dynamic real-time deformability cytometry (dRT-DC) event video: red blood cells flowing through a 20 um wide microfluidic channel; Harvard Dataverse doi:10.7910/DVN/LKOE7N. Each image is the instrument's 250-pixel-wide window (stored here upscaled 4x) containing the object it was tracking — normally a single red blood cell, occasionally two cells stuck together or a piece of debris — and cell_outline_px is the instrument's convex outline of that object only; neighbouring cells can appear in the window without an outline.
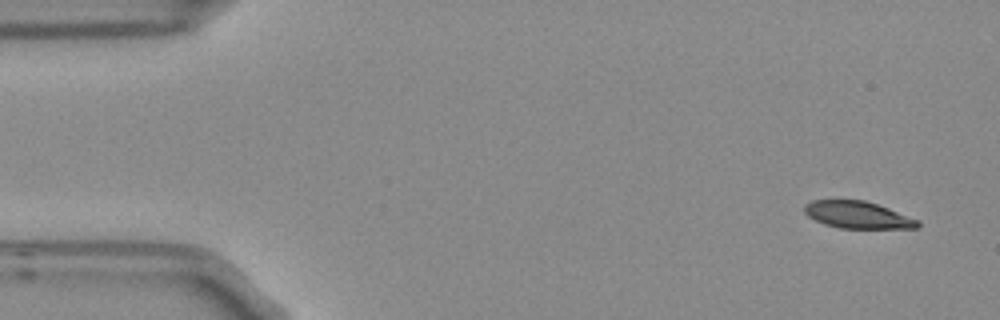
{"species": "Egyptian fruit bat (a non-hibernating species)", "species_latin": "Rousettus aegyptiacus", "temperature_condition": "room temperature", "stored_images_in_passage": 5, "camera_frame_rate_fps": 3000, "um_per_image_px": 0.085, "frame": {"image": 1, "passage_image": 1, "time_ms": 0.0, "image_size_px": [1000, 320], "cell_outline_px": [[920, 224], [916, 228], [840, 228], [824, 224], [808, 216], [804, 212], [804, 204], [812, 200], [864, 200], [888, 208], [920, 220]], "centroid_in_image_um": [72.89, 18.26], "position_along_channel_um": 12.1, "area_um2": 17.8}}